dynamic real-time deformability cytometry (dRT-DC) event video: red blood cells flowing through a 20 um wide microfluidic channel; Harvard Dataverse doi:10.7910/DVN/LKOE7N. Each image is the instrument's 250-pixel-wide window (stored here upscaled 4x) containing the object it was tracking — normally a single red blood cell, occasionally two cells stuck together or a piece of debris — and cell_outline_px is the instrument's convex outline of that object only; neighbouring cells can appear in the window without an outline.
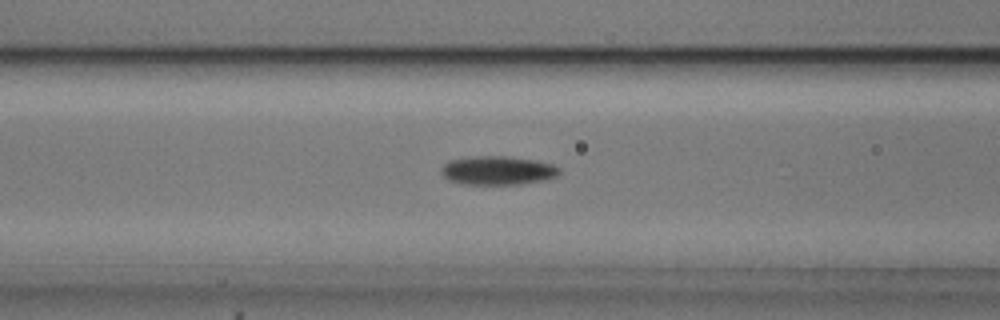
{"species": "common noctule bat (a hibernating species)", "species_latin": "Nyctalus noctula", "temperature_condition": "cold", "stored_images_in_passage": 55, "camera_frame_rate_fps": 3000, "um_per_image_px": 0.085, "animal": {"sex": "male", "body_mass_g": 20.5, "forearm_length_mm": 52.5}, "frame": {"image": 1, "passage_image": 22, "time_ms": 7.0, "image_size_px": [1000, 320], "cell_outline_px": [[560, 172], [556, 176], [544, 180], [520, 184], [460, 184], [448, 180], [440, 172], [440, 168], [448, 160], [472, 156], [508, 156], [536, 160], [552, 164], [560, 168]], "centroid_in_image_um": [42.27, 14.48], "position_along_channel_um": 124.3, "area_um2": 20.0}}
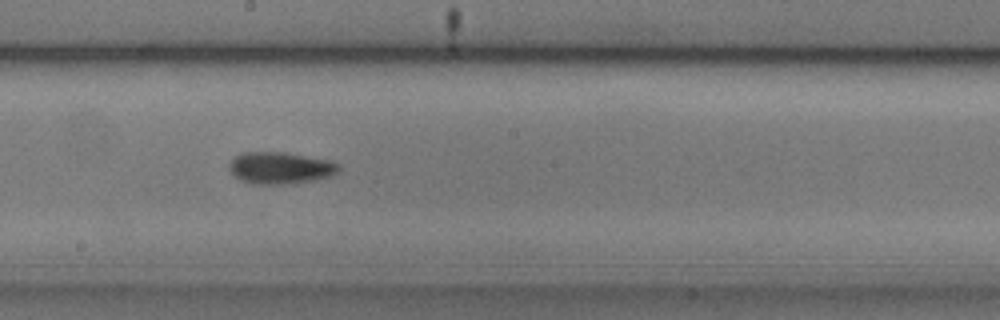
{"frame": {"image": 2, "passage_image": 30, "time_ms": 9.667, "image_size_px": [1000, 320], "cell_outline_px": [[340, 172], [332, 176], [312, 180], [284, 184], [252, 184], [240, 180], [228, 168], [228, 164], [236, 156], [244, 152], [284, 152], [328, 160], [340, 164]], "centroid_in_image_um": [23.84, 14.27], "position_along_channel_um": 224.4, "area_um2": 20.29}}
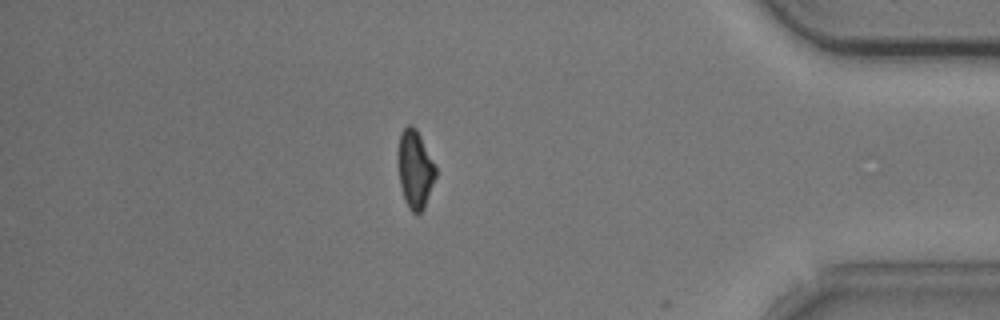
{"frame": {"image": 3, "passage_image": 47, "time_ms": 15.333, "image_size_px": [1000, 320], "cell_outline_px": [[436, 176], [424, 208], [416, 216], [408, 208], [404, 200], [400, 184], [400, 132], [408, 124], [412, 124], [416, 128], [436, 168]], "centroid_in_image_um": [35.3, 14.43], "position_along_channel_um": 399.9, "area_um2": 16.59}, "authors_computed_cell_mechanics": {"area_um2": 18.4382, "velocity_mm_per_s": 3.7497, "shape_relaxation_time_tau1_ms": 2.5676, "shape_relaxation_time_tau2_ms": null, "deformation_change_tau1": 0.1187, "deformation_change_tau2": null}}